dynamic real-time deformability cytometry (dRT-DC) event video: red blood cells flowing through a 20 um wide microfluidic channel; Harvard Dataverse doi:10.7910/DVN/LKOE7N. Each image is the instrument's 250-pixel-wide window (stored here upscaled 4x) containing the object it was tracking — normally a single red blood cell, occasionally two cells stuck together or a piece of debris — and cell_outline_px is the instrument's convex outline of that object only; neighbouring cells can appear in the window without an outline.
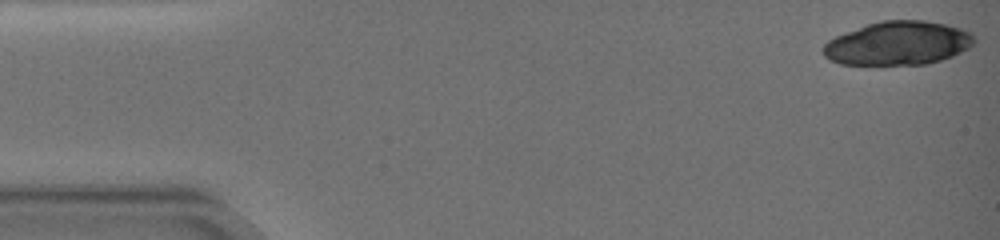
{"species": "common noctule bat (a hibernating species)", "species_latin": "Nyctalus noctula", "temperature_condition": "warm", "stored_images_in_passage": 8, "camera_frame_rate_fps": 3000, "um_per_image_px": 0.085, "animal": {"sex": "female", "body_mass_g": 19.0, "forearm_length_mm": 51.5}, "frame": {"image": 1, "passage_image": 1, "time_ms": 0.0, "image_size_px": [1000, 240], "cell_outline_px": [[976, 40], [968, 48], [952, 56], [940, 60], [924, 64], [840, 64], [828, 60], [824, 56], [820, 48], [828, 40], [836, 36], [868, 24], [880, 20], [924, 20], [944, 24], [960, 28], [972, 32], [976, 36]], "centroid_in_image_um": [76.32, 3.67], "position_along_channel_um": 8.7, "area_um2": 38.44}}